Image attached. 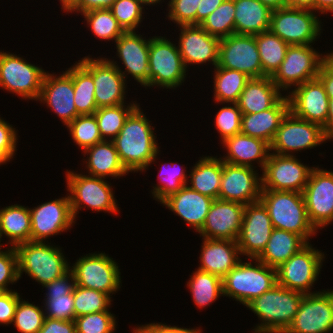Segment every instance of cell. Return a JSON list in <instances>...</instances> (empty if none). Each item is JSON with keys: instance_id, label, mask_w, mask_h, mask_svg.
<instances>
[{"instance_id": "obj_1", "label": "cell", "mask_w": 333, "mask_h": 333, "mask_svg": "<svg viewBox=\"0 0 333 333\" xmlns=\"http://www.w3.org/2000/svg\"><path fill=\"white\" fill-rule=\"evenodd\" d=\"M139 105L129 114L119 134L112 140L128 172L144 171L159 153L150 121Z\"/></svg>"}, {"instance_id": "obj_2", "label": "cell", "mask_w": 333, "mask_h": 333, "mask_svg": "<svg viewBox=\"0 0 333 333\" xmlns=\"http://www.w3.org/2000/svg\"><path fill=\"white\" fill-rule=\"evenodd\" d=\"M304 294L278 283L246 306L262 321L254 333H284L292 324Z\"/></svg>"}, {"instance_id": "obj_3", "label": "cell", "mask_w": 333, "mask_h": 333, "mask_svg": "<svg viewBox=\"0 0 333 333\" xmlns=\"http://www.w3.org/2000/svg\"><path fill=\"white\" fill-rule=\"evenodd\" d=\"M260 201L268 210L273 228L301 235L306 241L317 232L308 218L303 193L261 190Z\"/></svg>"}, {"instance_id": "obj_4", "label": "cell", "mask_w": 333, "mask_h": 333, "mask_svg": "<svg viewBox=\"0 0 333 333\" xmlns=\"http://www.w3.org/2000/svg\"><path fill=\"white\" fill-rule=\"evenodd\" d=\"M253 266L251 262H242L231 269L223 278V295L247 305L277 284L276 269L260 262Z\"/></svg>"}, {"instance_id": "obj_5", "label": "cell", "mask_w": 333, "mask_h": 333, "mask_svg": "<svg viewBox=\"0 0 333 333\" xmlns=\"http://www.w3.org/2000/svg\"><path fill=\"white\" fill-rule=\"evenodd\" d=\"M18 256V276L25 272L42 286L63 276L70 270L58 247L45 242H25L15 247Z\"/></svg>"}, {"instance_id": "obj_6", "label": "cell", "mask_w": 333, "mask_h": 333, "mask_svg": "<svg viewBox=\"0 0 333 333\" xmlns=\"http://www.w3.org/2000/svg\"><path fill=\"white\" fill-rule=\"evenodd\" d=\"M148 84L175 88L184 82L186 67L179 53L178 46L164 37L150 39Z\"/></svg>"}, {"instance_id": "obj_7", "label": "cell", "mask_w": 333, "mask_h": 333, "mask_svg": "<svg viewBox=\"0 0 333 333\" xmlns=\"http://www.w3.org/2000/svg\"><path fill=\"white\" fill-rule=\"evenodd\" d=\"M269 30L289 45H310L321 25L311 9L284 7L272 11Z\"/></svg>"}, {"instance_id": "obj_8", "label": "cell", "mask_w": 333, "mask_h": 333, "mask_svg": "<svg viewBox=\"0 0 333 333\" xmlns=\"http://www.w3.org/2000/svg\"><path fill=\"white\" fill-rule=\"evenodd\" d=\"M325 62V55L320 56L311 45H289L279 69L271 77L276 86L287 90L316 79Z\"/></svg>"}, {"instance_id": "obj_9", "label": "cell", "mask_w": 333, "mask_h": 333, "mask_svg": "<svg viewBox=\"0 0 333 333\" xmlns=\"http://www.w3.org/2000/svg\"><path fill=\"white\" fill-rule=\"evenodd\" d=\"M66 178L67 188L71 193L69 199L74 218L82 205L85 206L84 204L98 212L117 213L118 206L114 193L104 178L77 174L73 171H68Z\"/></svg>"}, {"instance_id": "obj_10", "label": "cell", "mask_w": 333, "mask_h": 333, "mask_svg": "<svg viewBox=\"0 0 333 333\" xmlns=\"http://www.w3.org/2000/svg\"><path fill=\"white\" fill-rule=\"evenodd\" d=\"M46 72L24 58L0 52V86L22 98L38 100Z\"/></svg>"}, {"instance_id": "obj_11", "label": "cell", "mask_w": 333, "mask_h": 333, "mask_svg": "<svg viewBox=\"0 0 333 333\" xmlns=\"http://www.w3.org/2000/svg\"><path fill=\"white\" fill-rule=\"evenodd\" d=\"M324 254L308 243L276 269L277 283L289 290L312 294V284L319 275Z\"/></svg>"}, {"instance_id": "obj_12", "label": "cell", "mask_w": 333, "mask_h": 333, "mask_svg": "<svg viewBox=\"0 0 333 333\" xmlns=\"http://www.w3.org/2000/svg\"><path fill=\"white\" fill-rule=\"evenodd\" d=\"M326 140L321 125L298 118L289 111L276 131L270 150L278 155H292L289 154L292 151L311 149Z\"/></svg>"}, {"instance_id": "obj_13", "label": "cell", "mask_w": 333, "mask_h": 333, "mask_svg": "<svg viewBox=\"0 0 333 333\" xmlns=\"http://www.w3.org/2000/svg\"><path fill=\"white\" fill-rule=\"evenodd\" d=\"M70 270L77 286L97 290L109 296L120 288V269L113 258L105 253L84 255Z\"/></svg>"}, {"instance_id": "obj_14", "label": "cell", "mask_w": 333, "mask_h": 333, "mask_svg": "<svg viewBox=\"0 0 333 333\" xmlns=\"http://www.w3.org/2000/svg\"><path fill=\"white\" fill-rule=\"evenodd\" d=\"M312 169L293 155L270 153L261 177L262 190L303 193Z\"/></svg>"}, {"instance_id": "obj_15", "label": "cell", "mask_w": 333, "mask_h": 333, "mask_svg": "<svg viewBox=\"0 0 333 333\" xmlns=\"http://www.w3.org/2000/svg\"><path fill=\"white\" fill-rule=\"evenodd\" d=\"M217 66L241 71L250 78L266 76L254 35L232 34L221 38Z\"/></svg>"}, {"instance_id": "obj_16", "label": "cell", "mask_w": 333, "mask_h": 333, "mask_svg": "<svg viewBox=\"0 0 333 333\" xmlns=\"http://www.w3.org/2000/svg\"><path fill=\"white\" fill-rule=\"evenodd\" d=\"M333 329V291L304 294L292 324L284 333H328Z\"/></svg>"}, {"instance_id": "obj_17", "label": "cell", "mask_w": 333, "mask_h": 333, "mask_svg": "<svg viewBox=\"0 0 333 333\" xmlns=\"http://www.w3.org/2000/svg\"><path fill=\"white\" fill-rule=\"evenodd\" d=\"M78 63L93 77L97 108L124 104L126 80L110 60L91 59L87 56Z\"/></svg>"}, {"instance_id": "obj_18", "label": "cell", "mask_w": 333, "mask_h": 333, "mask_svg": "<svg viewBox=\"0 0 333 333\" xmlns=\"http://www.w3.org/2000/svg\"><path fill=\"white\" fill-rule=\"evenodd\" d=\"M308 218L315 229L333 221V172L314 167L303 191Z\"/></svg>"}, {"instance_id": "obj_19", "label": "cell", "mask_w": 333, "mask_h": 333, "mask_svg": "<svg viewBox=\"0 0 333 333\" xmlns=\"http://www.w3.org/2000/svg\"><path fill=\"white\" fill-rule=\"evenodd\" d=\"M273 229L268 210L261 201L245 205L237 239L240 253L251 260L257 258L268 243Z\"/></svg>"}, {"instance_id": "obj_20", "label": "cell", "mask_w": 333, "mask_h": 333, "mask_svg": "<svg viewBox=\"0 0 333 333\" xmlns=\"http://www.w3.org/2000/svg\"><path fill=\"white\" fill-rule=\"evenodd\" d=\"M287 96L289 111L298 118L321 125L327 136L329 96L316 78L295 88Z\"/></svg>"}, {"instance_id": "obj_21", "label": "cell", "mask_w": 333, "mask_h": 333, "mask_svg": "<svg viewBox=\"0 0 333 333\" xmlns=\"http://www.w3.org/2000/svg\"><path fill=\"white\" fill-rule=\"evenodd\" d=\"M31 241L45 242L47 237L67 231L75 222L69 196L30 209Z\"/></svg>"}, {"instance_id": "obj_22", "label": "cell", "mask_w": 333, "mask_h": 333, "mask_svg": "<svg viewBox=\"0 0 333 333\" xmlns=\"http://www.w3.org/2000/svg\"><path fill=\"white\" fill-rule=\"evenodd\" d=\"M252 167L237 166L223 161L218 199L244 205L260 201L262 180Z\"/></svg>"}, {"instance_id": "obj_23", "label": "cell", "mask_w": 333, "mask_h": 333, "mask_svg": "<svg viewBox=\"0 0 333 333\" xmlns=\"http://www.w3.org/2000/svg\"><path fill=\"white\" fill-rule=\"evenodd\" d=\"M245 205L215 199L209 209L200 235L206 239L237 241L243 222Z\"/></svg>"}, {"instance_id": "obj_24", "label": "cell", "mask_w": 333, "mask_h": 333, "mask_svg": "<svg viewBox=\"0 0 333 333\" xmlns=\"http://www.w3.org/2000/svg\"><path fill=\"white\" fill-rule=\"evenodd\" d=\"M179 53L184 66L187 64H203L209 61L218 64L220 39L208 34L200 25L179 26Z\"/></svg>"}, {"instance_id": "obj_25", "label": "cell", "mask_w": 333, "mask_h": 333, "mask_svg": "<svg viewBox=\"0 0 333 333\" xmlns=\"http://www.w3.org/2000/svg\"><path fill=\"white\" fill-rule=\"evenodd\" d=\"M38 100L47 103L66 126L79 116L74 103L73 79L66 71L57 77L46 72Z\"/></svg>"}, {"instance_id": "obj_26", "label": "cell", "mask_w": 333, "mask_h": 333, "mask_svg": "<svg viewBox=\"0 0 333 333\" xmlns=\"http://www.w3.org/2000/svg\"><path fill=\"white\" fill-rule=\"evenodd\" d=\"M118 57L122 60L125 71H121L116 62L113 63L125 78V72L131 74L141 85L148 84L149 73V45L150 39L145 40L135 31L124 32L116 41Z\"/></svg>"}, {"instance_id": "obj_27", "label": "cell", "mask_w": 333, "mask_h": 333, "mask_svg": "<svg viewBox=\"0 0 333 333\" xmlns=\"http://www.w3.org/2000/svg\"><path fill=\"white\" fill-rule=\"evenodd\" d=\"M214 199L183 186L177 193L164 199L161 203L180 216L186 223L199 232Z\"/></svg>"}, {"instance_id": "obj_28", "label": "cell", "mask_w": 333, "mask_h": 333, "mask_svg": "<svg viewBox=\"0 0 333 333\" xmlns=\"http://www.w3.org/2000/svg\"><path fill=\"white\" fill-rule=\"evenodd\" d=\"M201 250L199 270L223 278L241 260L237 241L206 239Z\"/></svg>"}, {"instance_id": "obj_29", "label": "cell", "mask_w": 333, "mask_h": 333, "mask_svg": "<svg viewBox=\"0 0 333 333\" xmlns=\"http://www.w3.org/2000/svg\"><path fill=\"white\" fill-rule=\"evenodd\" d=\"M289 112V101L283 96L272 108L259 113L241 115V134L271 144L283 118Z\"/></svg>"}, {"instance_id": "obj_30", "label": "cell", "mask_w": 333, "mask_h": 333, "mask_svg": "<svg viewBox=\"0 0 333 333\" xmlns=\"http://www.w3.org/2000/svg\"><path fill=\"white\" fill-rule=\"evenodd\" d=\"M70 280L72 283H70ZM75 278L71 270L63 276L44 284L48 289L45 299V317L71 321L75 319L74 287Z\"/></svg>"}, {"instance_id": "obj_31", "label": "cell", "mask_w": 333, "mask_h": 333, "mask_svg": "<svg viewBox=\"0 0 333 333\" xmlns=\"http://www.w3.org/2000/svg\"><path fill=\"white\" fill-rule=\"evenodd\" d=\"M222 143L227 148L228 155L221 160L237 166L253 168L252 161L257 160L263 170L271 151L270 144L266 141L241 133L226 138Z\"/></svg>"}, {"instance_id": "obj_32", "label": "cell", "mask_w": 333, "mask_h": 333, "mask_svg": "<svg viewBox=\"0 0 333 333\" xmlns=\"http://www.w3.org/2000/svg\"><path fill=\"white\" fill-rule=\"evenodd\" d=\"M271 77L250 78L236 102L242 114L272 108L283 96Z\"/></svg>"}, {"instance_id": "obj_33", "label": "cell", "mask_w": 333, "mask_h": 333, "mask_svg": "<svg viewBox=\"0 0 333 333\" xmlns=\"http://www.w3.org/2000/svg\"><path fill=\"white\" fill-rule=\"evenodd\" d=\"M308 243L301 235L274 228L263 252L256 259L277 269Z\"/></svg>"}, {"instance_id": "obj_34", "label": "cell", "mask_w": 333, "mask_h": 333, "mask_svg": "<svg viewBox=\"0 0 333 333\" xmlns=\"http://www.w3.org/2000/svg\"><path fill=\"white\" fill-rule=\"evenodd\" d=\"M235 34L257 35L270 28L272 10L259 0H234Z\"/></svg>"}, {"instance_id": "obj_35", "label": "cell", "mask_w": 333, "mask_h": 333, "mask_svg": "<svg viewBox=\"0 0 333 333\" xmlns=\"http://www.w3.org/2000/svg\"><path fill=\"white\" fill-rule=\"evenodd\" d=\"M83 152L89 154L87 168L91 176L105 179L106 176L128 174L111 139L98 142Z\"/></svg>"}, {"instance_id": "obj_36", "label": "cell", "mask_w": 333, "mask_h": 333, "mask_svg": "<svg viewBox=\"0 0 333 333\" xmlns=\"http://www.w3.org/2000/svg\"><path fill=\"white\" fill-rule=\"evenodd\" d=\"M191 170L189 181L192 190L212 199H218L223 171V161L216 157L201 158Z\"/></svg>"}, {"instance_id": "obj_37", "label": "cell", "mask_w": 333, "mask_h": 333, "mask_svg": "<svg viewBox=\"0 0 333 333\" xmlns=\"http://www.w3.org/2000/svg\"><path fill=\"white\" fill-rule=\"evenodd\" d=\"M0 234L10 238L12 247L31 241L29 208L16 204L0 209Z\"/></svg>"}, {"instance_id": "obj_38", "label": "cell", "mask_w": 333, "mask_h": 333, "mask_svg": "<svg viewBox=\"0 0 333 333\" xmlns=\"http://www.w3.org/2000/svg\"><path fill=\"white\" fill-rule=\"evenodd\" d=\"M263 73L272 77L285 58L289 44L270 30L255 35Z\"/></svg>"}, {"instance_id": "obj_39", "label": "cell", "mask_w": 333, "mask_h": 333, "mask_svg": "<svg viewBox=\"0 0 333 333\" xmlns=\"http://www.w3.org/2000/svg\"><path fill=\"white\" fill-rule=\"evenodd\" d=\"M73 79L74 103L79 115H91L98 109L94 96L93 77L76 63L66 71Z\"/></svg>"}, {"instance_id": "obj_40", "label": "cell", "mask_w": 333, "mask_h": 333, "mask_svg": "<svg viewBox=\"0 0 333 333\" xmlns=\"http://www.w3.org/2000/svg\"><path fill=\"white\" fill-rule=\"evenodd\" d=\"M250 79L245 73L223 67H215L214 98L220 103H236L247 81Z\"/></svg>"}, {"instance_id": "obj_41", "label": "cell", "mask_w": 333, "mask_h": 333, "mask_svg": "<svg viewBox=\"0 0 333 333\" xmlns=\"http://www.w3.org/2000/svg\"><path fill=\"white\" fill-rule=\"evenodd\" d=\"M196 306L204 308L223 295L222 278L197 269L187 282Z\"/></svg>"}, {"instance_id": "obj_42", "label": "cell", "mask_w": 333, "mask_h": 333, "mask_svg": "<svg viewBox=\"0 0 333 333\" xmlns=\"http://www.w3.org/2000/svg\"><path fill=\"white\" fill-rule=\"evenodd\" d=\"M234 0H224L199 25L210 35L219 39L235 34Z\"/></svg>"}, {"instance_id": "obj_43", "label": "cell", "mask_w": 333, "mask_h": 333, "mask_svg": "<svg viewBox=\"0 0 333 333\" xmlns=\"http://www.w3.org/2000/svg\"><path fill=\"white\" fill-rule=\"evenodd\" d=\"M121 104L113 107L98 108L94 115L98 123L99 132L103 140L111 136L113 140L122 129L129 114L138 106L136 103L131 105ZM107 136V137H106Z\"/></svg>"}, {"instance_id": "obj_44", "label": "cell", "mask_w": 333, "mask_h": 333, "mask_svg": "<svg viewBox=\"0 0 333 333\" xmlns=\"http://www.w3.org/2000/svg\"><path fill=\"white\" fill-rule=\"evenodd\" d=\"M94 35L104 40H117L125 31L110 9H93L82 13Z\"/></svg>"}, {"instance_id": "obj_45", "label": "cell", "mask_w": 333, "mask_h": 333, "mask_svg": "<svg viewBox=\"0 0 333 333\" xmlns=\"http://www.w3.org/2000/svg\"><path fill=\"white\" fill-rule=\"evenodd\" d=\"M111 297L103 292L75 285L74 287V311L75 318L101 311H108Z\"/></svg>"}, {"instance_id": "obj_46", "label": "cell", "mask_w": 333, "mask_h": 333, "mask_svg": "<svg viewBox=\"0 0 333 333\" xmlns=\"http://www.w3.org/2000/svg\"><path fill=\"white\" fill-rule=\"evenodd\" d=\"M67 127L74 142L83 150L103 141L94 114L79 115Z\"/></svg>"}, {"instance_id": "obj_47", "label": "cell", "mask_w": 333, "mask_h": 333, "mask_svg": "<svg viewBox=\"0 0 333 333\" xmlns=\"http://www.w3.org/2000/svg\"><path fill=\"white\" fill-rule=\"evenodd\" d=\"M45 313L40 307L26 302L18 301L12 324L21 333H38L43 326Z\"/></svg>"}, {"instance_id": "obj_48", "label": "cell", "mask_w": 333, "mask_h": 333, "mask_svg": "<svg viewBox=\"0 0 333 333\" xmlns=\"http://www.w3.org/2000/svg\"><path fill=\"white\" fill-rule=\"evenodd\" d=\"M170 165V171L166 170L167 167L165 165H163L164 167L161 169L159 179H161L160 182L163 184L161 183L153 187L154 189L152 194L154 198L158 199L160 202H162L168 196L177 193L183 186L188 185V179L184 169L181 170L182 168H178V165L175 163H170Z\"/></svg>"}, {"instance_id": "obj_49", "label": "cell", "mask_w": 333, "mask_h": 333, "mask_svg": "<svg viewBox=\"0 0 333 333\" xmlns=\"http://www.w3.org/2000/svg\"><path fill=\"white\" fill-rule=\"evenodd\" d=\"M144 6L139 0H115L109 8L125 32L135 31L142 20Z\"/></svg>"}, {"instance_id": "obj_50", "label": "cell", "mask_w": 333, "mask_h": 333, "mask_svg": "<svg viewBox=\"0 0 333 333\" xmlns=\"http://www.w3.org/2000/svg\"><path fill=\"white\" fill-rule=\"evenodd\" d=\"M116 319L109 311L90 313L74 319L76 333H112Z\"/></svg>"}, {"instance_id": "obj_51", "label": "cell", "mask_w": 333, "mask_h": 333, "mask_svg": "<svg viewBox=\"0 0 333 333\" xmlns=\"http://www.w3.org/2000/svg\"><path fill=\"white\" fill-rule=\"evenodd\" d=\"M241 110L236 103L222 107L216 115L215 125L221 135L222 142L241 132Z\"/></svg>"}, {"instance_id": "obj_52", "label": "cell", "mask_w": 333, "mask_h": 333, "mask_svg": "<svg viewBox=\"0 0 333 333\" xmlns=\"http://www.w3.org/2000/svg\"><path fill=\"white\" fill-rule=\"evenodd\" d=\"M201 0H170L168 17L179 26L196 25V11Z\"/></svg>"}, {"instance_id": "obj_53", "label": "cell", "mask_w": 333, "mask_h": 333, "mask_svg": "<svg viewBox=\"0 0 333 333\" xmlns=\"http://www.w3.org/2000/svg\"><path fill=\"white\" fill-rule=\"evenodd\" d=\"M18 279V256L15 247L11 246L5 252L0 250V292L10 291L7 285Z\"/></svg>"}, {"instance_id": "obj_54", "label": "cell", "mask_w": 333, "mask_h": 333, "mask_svg": "<svg viewBox=\"0 0 333 333\" xmlns=\"http://www.w3.org/2000/svg\"><path fill=\"white\" fill-rule=\"evenodd\" d=\"M19 293L15 291L0 292V323L11 324L14 319L15 310L20 300Z\"/></svg>"}, {"instance_id": "obj_55", "label": "cell", "mask_w": 333, "mask_h": 333, "mask_svg": "<svg viewBox=\"0 0 333 333\" xmlns=\"http://www.w3.org/2000/svg\"><path fill=\"white\" fill-rule=\"evenodd\" d=\"M38 333H76L75 322L45 317Z\"/></svg>"}, {"instance_id": "obj_56", "label": "cell", "mask_w": 333, "mask_h": 333, "mask_svg": "<svg viewBox=\"0 0 333 333\" xmlns=\"http://www.w3.org/2000/svg\"><path fill=\"white\" fill-rule=\"evenodd\" d=\"M133 333H201L200 329H187L165 324L151 323L135 328Z\"/></svg>"}, {"instance_id": "obj_57", "label": "cell", "mask_w": 333, "mask_h": 333, "mask_svg": "<svg viewBox=\"0 0 333 333\" xmlns=\"http://www.w3.org/2000/svg\"><path fill=\"white\" fill-rule=\"evenodd\" d=\"M317 78L323 84L329 98H333V69L326 62L321 65Z\"/></svg>"}, {"instance_id": "obj_58", "label": "cell", "mask_w": 333, "mask_h": 333, "mask_svg": "<svg viewBox=\"0 0 333 333\" xmlns=\"http://www.w3.org/2000/svg\"><path fill=\"white\" fill-rule=\"evenodd\" d=\"M224 0H201L200 11H196V25H199L208 15H210Z\"/></svg>"}, {"instance_id": "obj_59", "label": "cell", "mask_w": 333, "mask_h": 333, "mask_svg": "<svg viewBox=\"0 0 333 333\" xmlns=\"http://www.w3.org/2000/svg\"><path fill=\"white\" fill-rule=\"evenodd\" d=\"M15 129L5 120L0 118V144H17Z\"/></svg>"}, {"instance_id": "obj_60", "label": "cell", "mask_w": 333, "mask_h": 333, "mask_svg": "<svg viewBox=\"0 0 333 333\" xmlns=\"http://www.w3.org/2000/svg\"><path fill=\"white\" fill-rule=\"evenodd\" d=\"M115 0H80L79 13L93 9H109Z\"/></svg>"}, {"instance_id": "obj_61", "label": "cell", "mask_w": 333, "mask_h": 333, "mask_svg": "<svg viewBox=\"0 0 333 333\" xmlns=\"http://www.w3.org/2000/svg\"><path fill=\"white\" fill-rule=\"evenodd\" d=\"M16 151V144H0V164L8 162Z\"/></svg>"}, {"instance_id": "obj_62", "label": "cell", "mask_w": 333, "mask_h": 333, "mask_svg": "<svg viewBox=\"0 0 333 333\" xmlns=\"http://www.w3.org/2000/svg\"><path fill=\"white\" fill-rule=\"evenodd\" d=\"M315 0H286V7L305 8L314 11Z\"/></svg>"}, {"instance_id": "obj_63", "label": "cell", "mask_w": 333, "mask_h": 333, "mask_svg": "<svg viewBox=\"0 0 333 333\" xmlns=\"http://www.w3.org/2000/svg\"><path fill=\"white\" fill-rule=\"evenodd\" d=\"M319 11L321 14L332 12L333 13V0H315L314 2V11Z\"/></svg>"}, {"instance_id": "obj_64", "label": "cell", "mask_w": 333, "mask_h": 333, "mask_svg": "<svg viewBox=\"0 0 333 333\" xmlns=\"http://www.w3.org/2000/svg\"><path fill=\"white\" fill-rule=\"evenodd\" d=\"M328 117H327V138H333V98H329L328 107Z\"/></svg>"}, {"instance_id": "obj_65", "label": "cell", "mask_w": 333, "mask_h": 333, "mask_svg": "<svg viewBox=\"0 0 333 333\" xmlns=\"http://www.w3.org/2000/svg\"><path fill=\"white\" fill-rule=\"evenodd\" d=\"M62 3V9L67 12L76 11L79 12L80 0H60Z\"/></svg>"}, {"instance_id": "obj_66", "label": "cell", "mask_w": 333, "mask_h": 333, "mask_svg": "<svg viewBox=\"0 0 333 333\" xmlns=\"http://www.w3.org/2000/svg\"><path fill=\"white\" fill-rule=\"evenodd\" d=\"M263 5L269 7L272 11L286 7V0H259Z\"/></svg>"}, {"instance_id": "obj_67", "label": "cell", "mask_w": 333, "mask_h": 333, "mask_svg": "<svg viewBox=\"0 0 333 333\" xmlns=\"http://www.w3.org/2000/svg\"><path fill=\"white\" fill-rule=\"evenodd\" d=\"M325 62L333 69V52L325 55Z\"/></svg>"}, {"instance_id": "obj_68", "label": "cell", "mask_w": 333, "mask_h": 333, "mask_svg": "<svg viewBox=\"0 0 333 333\" xmlns=\"http://www.w3.org/2000/svg\"><path fill=\"white\" fill-rule=\"evenodd\" d=\"M142 4H146V5H152V4H157L159 3L161 0H139Z\"/></svg>"}]
</instances>
